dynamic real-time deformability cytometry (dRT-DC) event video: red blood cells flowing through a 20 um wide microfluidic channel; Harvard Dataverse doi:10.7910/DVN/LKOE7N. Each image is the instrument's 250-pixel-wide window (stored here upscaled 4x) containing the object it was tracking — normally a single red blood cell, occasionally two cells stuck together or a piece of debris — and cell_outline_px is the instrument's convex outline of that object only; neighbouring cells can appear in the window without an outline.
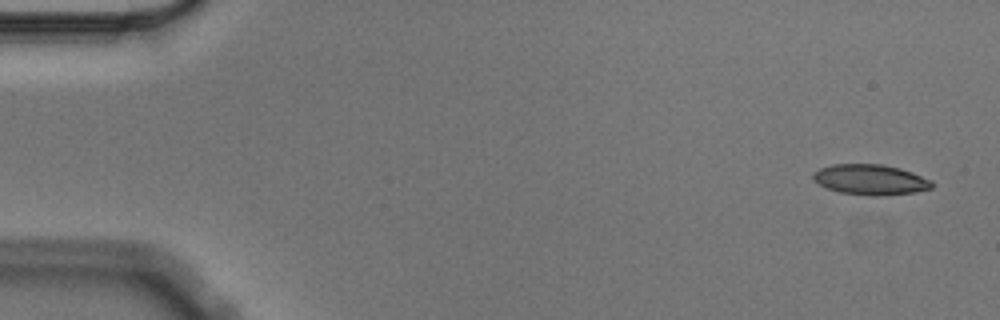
{"species": "Egyptian fruit bat (a non-hibernating species)", "species_latin": "Rousettus aegyptiacus", "temperature_condition": "cold", "stored_images_in_passage": 5, "camera_frame_rate_fps": 3000, "um_per_image_px": 0.085, "animal": {"sex": "male"}, "frame": {"image": 1, "passage_image": 1, "time_ms": 0.0, "image_size_px": [1000, 320], "cell_outline_px": [[932, 188], [912, 192], [880, 196], [868, 196], [840, 192], [828, 188], [812, 180], [812, 176], [820, 168], [832, 164], [880, 164], [900, 168], [912, 172], [932, 180]], "centroid_in_image_um": [73.98, 15.27], "position_along_channel_um": 11.0, "area_um2": 20.92}}
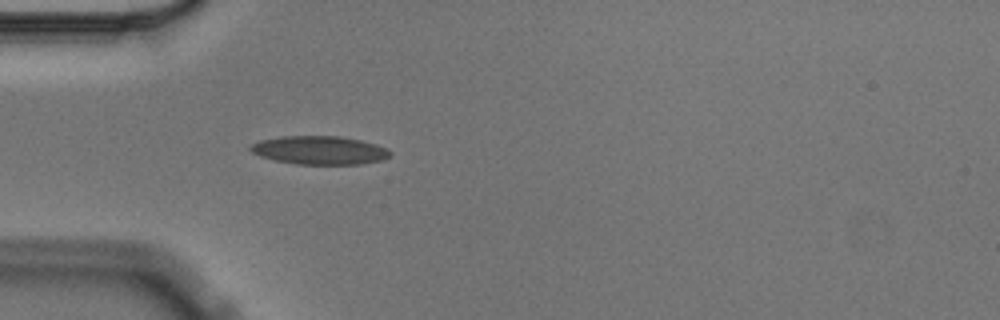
{"frame": {"image": 2, "passage_image": 5, "time_ms": 1.333, "image_size_px": [1000, 320], "cell_outline_px": [[392, 156], [384, 160], [360, 164], [296, 164], [276, 160], [260, 156], [252, 152], [248, 148], [252, 144], [260, 140], [280, 136], [340, 136], [360, 140], [376, 144], [392, 152]], "centroid_in_image_um": [27.18, 12.77], "position_along_channel_um": 57.8, "area_um2": 23.18}}